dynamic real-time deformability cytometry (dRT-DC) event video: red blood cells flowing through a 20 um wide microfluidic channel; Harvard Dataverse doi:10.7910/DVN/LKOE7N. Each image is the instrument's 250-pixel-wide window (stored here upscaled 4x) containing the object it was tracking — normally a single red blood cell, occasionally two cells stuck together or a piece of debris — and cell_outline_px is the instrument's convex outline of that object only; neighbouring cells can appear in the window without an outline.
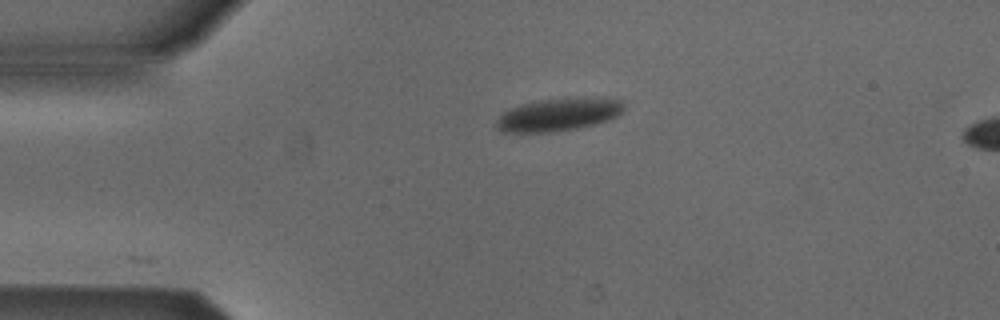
{"species": "Egyptian fruit bat (a non-hibernating species)", "species_latin": "Rousettus aegyptiacus", "temperature_condition": "cold", "stored_images_in_passage": 18, "camera_frame_rate_fps": 3000, "um_per_image_px": 0.085, "animal": {"sex": "male"}, "frame": {"image": 1, "passage_image": 1, "time_ms": 0.0, "image_size_px": [1000, 320], "cell_outline_px": [[624, 108], [616, 116], [608, 120], [596, 124], [556, 132], [500, 132], [496, 128], [496, 120], [504, 112], [520, 104], [540, 100], [564, 96], [604, 96], [624, 100]], "centroid_in_image_um": [47.54, 9.69], "position_along_channel_um": 37.5, "area_um2": 25.2}}
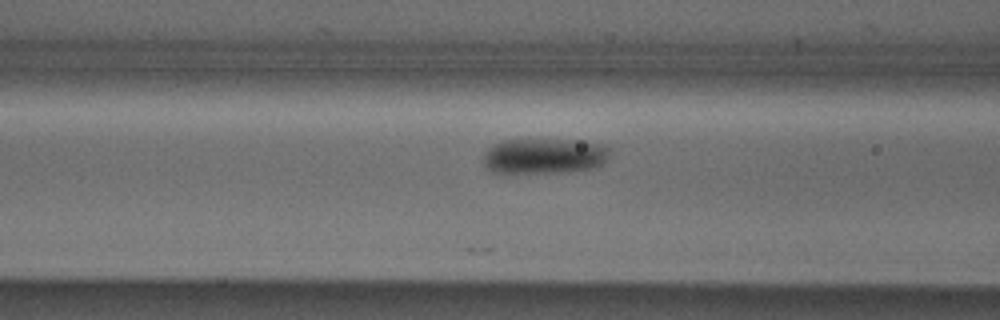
{"frame": {"image": 2, "passage_image": 10, "time_ms": 3.0, "image_size_px": [1000, 320], "cell_outline_px": [[608, 156], [604, 164], [592, 168], [560, 172], [492, 172], [484, 164], [484, 152], [492, 144], [500, 140], [576, 140], [604, 144], [608, 148]], "centroid_in_image_um": [46.25, 13.24], "position_along_channel_um": 120.3, "area_um2": 25.95}}
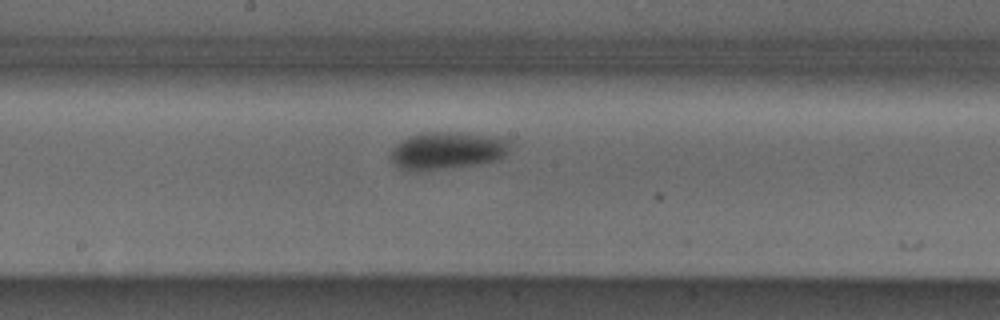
{"frame": {"image": 3, "passage_image": 17, "time_ms": 5.333, "image_size_px": [1000, 320], "cell_outline_px": [[512, 140], [508, 152], [504, 156], [496, 160], [480, 164], [420, 172], [416, 172], [396, 168], [388, 156], [392, 148], [400, 140], [420, 132], [464, 132], [496, 136]], "centroid_in_image_um": [37.98, 12.8], "position_along_channel_um": 210.2, "area_um2": 26.99}}